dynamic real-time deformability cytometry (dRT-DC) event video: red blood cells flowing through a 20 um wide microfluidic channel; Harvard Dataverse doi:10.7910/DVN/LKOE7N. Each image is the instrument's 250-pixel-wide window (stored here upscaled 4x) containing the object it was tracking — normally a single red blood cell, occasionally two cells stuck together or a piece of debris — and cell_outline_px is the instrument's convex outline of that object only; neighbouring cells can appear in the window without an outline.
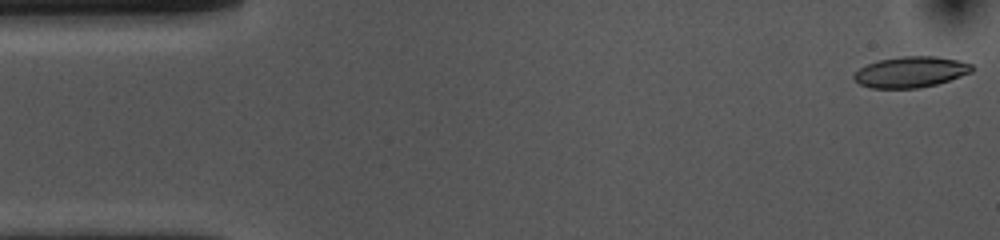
{"species": "common noctule bat (a hibernating species)", "species_latin": "Nyctalus noctula", "temperature_condition": "cold", "stored_images_in_passage": 11, "camera_frame_rate_fps": 3000, "um_per_image_px": 0.085, "animal": {"sex": "female", "body_mass_g": 10.0, "forearm_length_mm": 53.1}, "frame": {"image": 1, "passage_image": 1, "time_ms": 0.0, "image_size_px": [1000, 240], "cell_outline_px": [[972, 72], [936, 84], [920, 88], [872, 88], [860, 84], [852, 76], [860, 68], [868, 64], [880, 60], [900, 56], [936, 56], [956, 60], [972, 64]], "centroid_in_image_um": [77.4, 6.12], "position_along_channel_um": 7.6, "area_um2": 20.98}}